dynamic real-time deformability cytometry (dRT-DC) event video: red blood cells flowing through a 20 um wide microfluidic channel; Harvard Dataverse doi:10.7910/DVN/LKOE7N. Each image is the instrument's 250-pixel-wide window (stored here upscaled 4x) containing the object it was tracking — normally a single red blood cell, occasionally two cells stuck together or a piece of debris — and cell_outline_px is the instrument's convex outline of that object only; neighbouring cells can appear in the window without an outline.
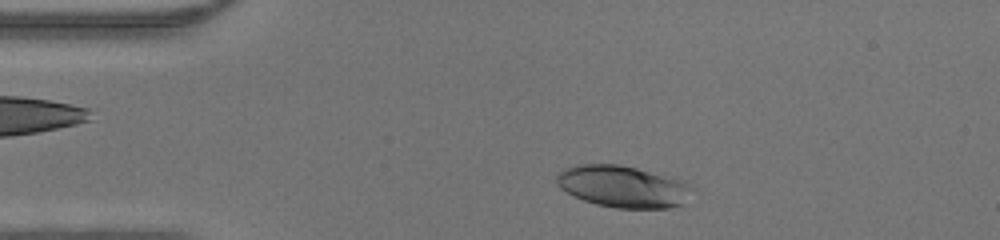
{"species": "human", "species_latin": "Homo sapiens", "temperature_condition": "warm", "stored_images_in_passage": 35, "camera_frame_rate_fps": 3000, "um_per_image_px": 0.085, "donor": {"sex": "male"}, "frame": {"image": 1, "passage_image": 3, "time_ms": 0.667, "image_size_px": [1000, 240], "cell_outline_px": [[696, 188], [684, 204], [672, 208], [616, 208], [596, 204], [584, 200], [560, 188], [556, 184], [556, 176], [564, 168], [576, 164], [620, 164], [672, 176], [684, 180], [692, 184]], "centroid_in_image_um": [53.04, 15.84], "position_along_channel_um": 32.0, "area_um2": 33.64}}
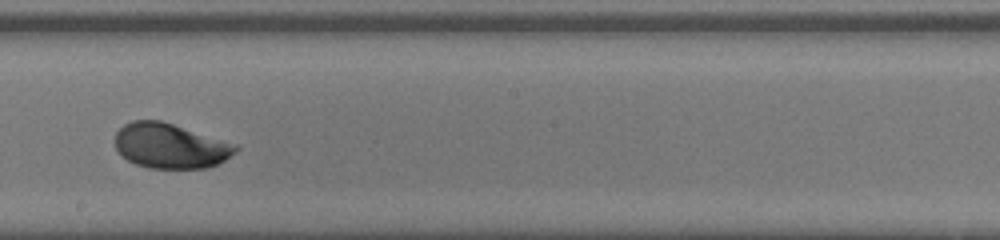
{"frame": {"image": 2, "passage_image": 20, "time_ms": 6.333, "image_size_px": [1000, 240], "cell_outline_px": [[240, 148], [236, 152], [224, 160], [208, 168], [148, 168], [136, 164], [128, 160], [116, 148], [116, 132], [124, 124], [132, 120], [160, 120], [240, 144]], "centroid_in_image_um": [14.53, 12.39], "position_along_channel_um": 233.7, "area_um2": 31.73}}
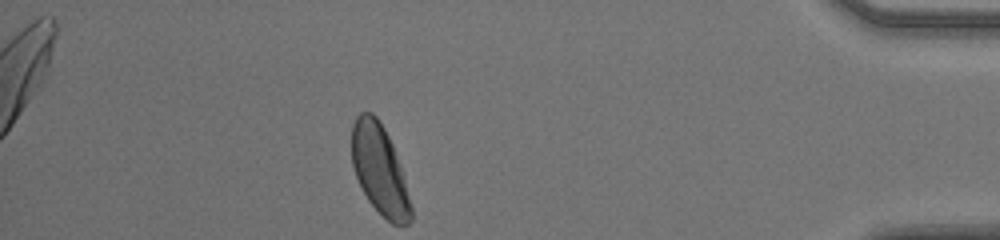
{"frame": {"image": 3, "passage_image": 35, "time_ms": 11.333, "image_size_px": [1000, 240], "cell_outline_px": [[412, 220], [408, 224], [392, 224], [368, 200], [356, 176], [352, 164], [352, 124], [356, 116], [360, 112], [372, 112], [376, 116], [384, 128], [392, 144], [404, 180], [412, 208]], "centroid_in_image_um": [32.25, 14.4], "position_along_channel_um": 402.9, "area_um2": 30.35}}